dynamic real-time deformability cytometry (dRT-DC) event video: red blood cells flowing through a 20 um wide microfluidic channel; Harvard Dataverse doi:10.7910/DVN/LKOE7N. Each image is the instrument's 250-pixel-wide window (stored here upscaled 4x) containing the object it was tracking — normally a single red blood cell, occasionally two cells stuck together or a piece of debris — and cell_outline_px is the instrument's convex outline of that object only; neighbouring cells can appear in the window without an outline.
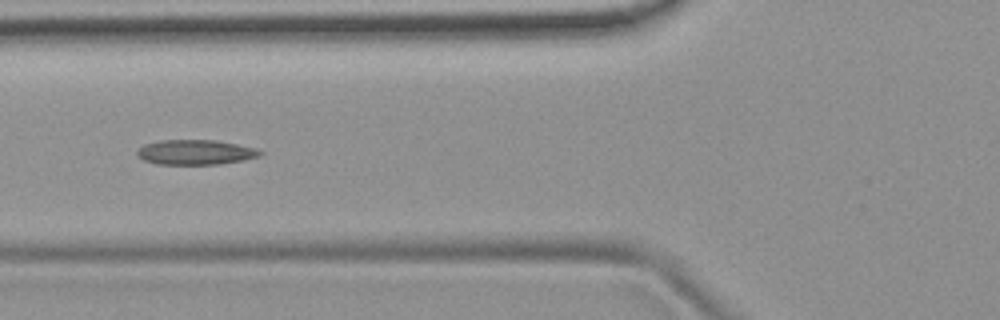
{"species": "common noctule bat (a hibernating species)", "species_latin": "Nyctalus noctula", "temperature_condition": "room temperature", "stored_images_in_passage": 9, "camera_frame_rate_fps": 3000, "um_per_image_px": 0.085, "animal": {"sex": "female", "body_mass_g": 19.9}, "frame": {"image": 1, "passage_image": 6, "time_ms": 6.0, "image_size_px": [1000, 320], "cell_outline_px": [[264, 152], [260, 156], [244, 160], [220, 164], [156, 164], [144, 160], [136, 156], [136, 152], [144, 144], [160, 140], [216, 140], [256, 148]], "centroid_in_image_um": [16.61, 12.94], "position_along_channel_um": 109.2, "area_um2": 17.92}}
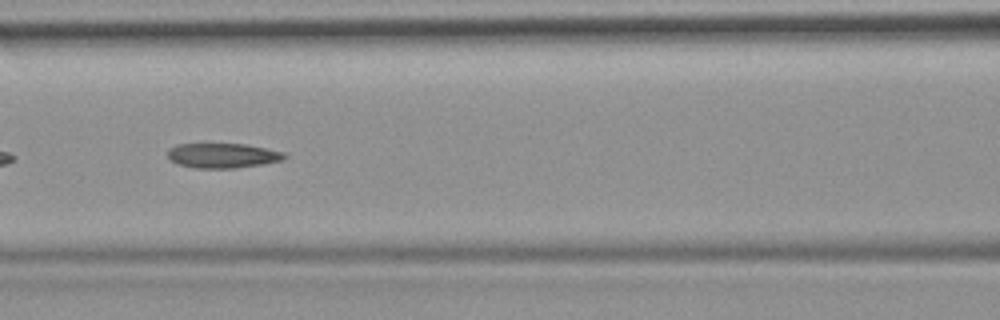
{"frame": {"image": 2, "passage_image": 7, "time_ms": 7.0, "image_size_px": [1000, 320], "cell_outline_px": [[288, 156], [284, 160], [264, 164], [236, 168], [196, 168], [176, 164], [168, 156], [168, 148], [176, 144], [244, 144], [284, 152]], "centroid_in_image_um": [18.94, 13.23], "position_along_channel_um": 147.7, "area_um2": 16.94}}
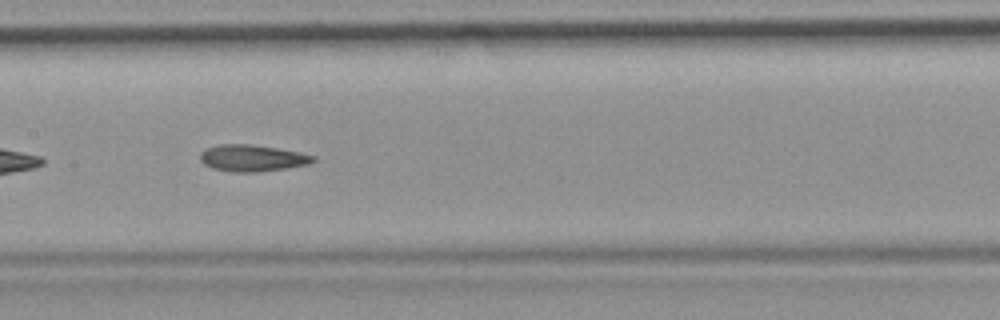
{"frame": {"image": 3, "passage_image": 8, "time_ms": 8.0, "image_size_px": [1000, 320], "cell_outline_px": [[316, 160], [312, 164], [288, 168], [256, 172], [232, 172], [212, 168], [204, 164], [200, 160], [200, 152], [204, 148], [220, 144], [252, 144], [300, 152], [316, 156]], "centroid_in_image_um": [21.46, 13.44], "position_along_channel_um": 185.9, "area_um2": 17.8}}